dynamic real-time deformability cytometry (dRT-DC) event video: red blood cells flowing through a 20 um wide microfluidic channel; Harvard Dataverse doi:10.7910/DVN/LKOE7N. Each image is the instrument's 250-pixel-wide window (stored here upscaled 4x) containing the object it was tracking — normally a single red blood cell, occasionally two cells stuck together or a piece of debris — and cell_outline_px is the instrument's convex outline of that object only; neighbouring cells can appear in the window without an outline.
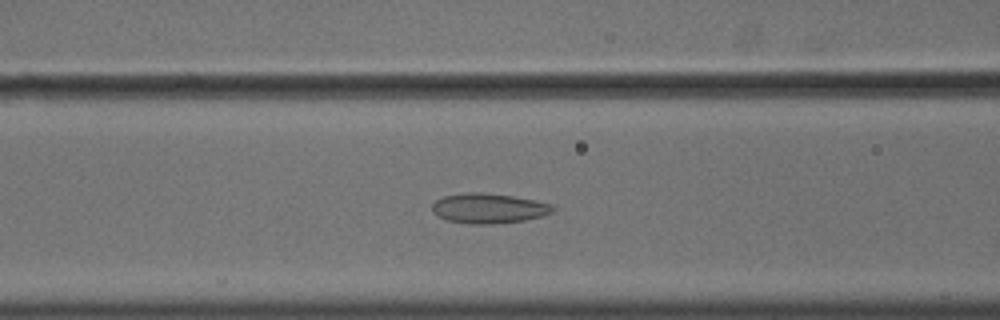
{"species": "common noctule bat (a hibernating species)", "species_latin": "Nyctalus noctula", "temperature_condition": "cold", "stored_images_in_passage": 56, "camera_frame_rate_fps": 3000, "um_per_image_px": 0.085, "animal": {"sex": "male", "body_mass_g": 18.8}, "frame": {"image": 1, "passage_image": 24, "time_ms": 7.667, "image_size_px": [1000, 320], "cell_outline_px": [[556, 208], [552, 212], [544, 216], [524, 220], [492, 224], [468, 224], [448, 220], [436, 216], [432, 212], [432, 204], [436, 200], [444, 196], [468, 192], [480, 192], [512, 196], [536, 200], [552, 204]], "centroid_in_image_um": [41.54, 17.71], "position_along_channel_um": 125.1, "area_um2": 21.21}}
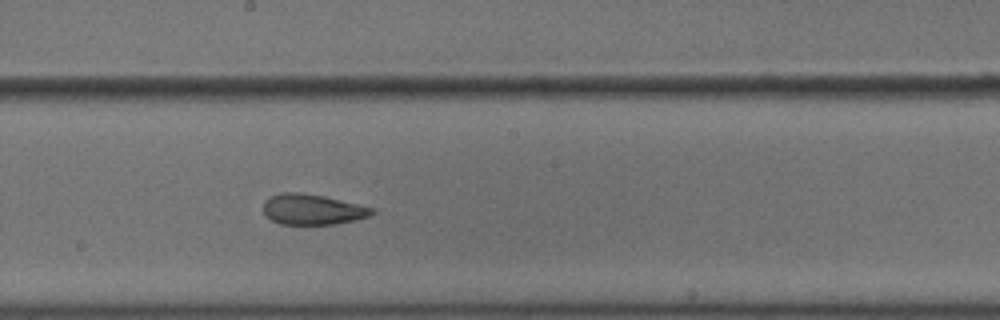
{"frame": {"image": 2, "passage_image": 32, "time_ms": 10.333, "image_size_px": [1000, 320], "cell_outline_px": [[376, 212], [372, 216], [336, 224], [280, 224], [272, 220], [264, 212], [264, 200], [272, 196], [284, 192], [300, 192], [324, 196], [372, 208]], "centroid_in_image_um": [26.57, 17.8], "position_along_channel_um": 221.6, "area_um2": 19.13}}
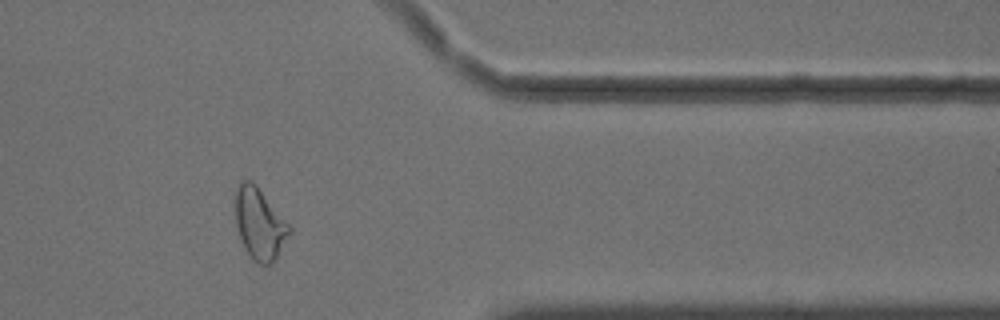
{"frame": {"image": 3, "passage_image": 47, "time_ms": 15.333, "image_size_px": [1000, 320], "cell_outline_px": [[292, 232], [272, 264], [260, 264], [252, 260], [248, 256], [244, 248], [236, 228], [236, 188], [240, 180], [252, 180], [256, 184], [292, 228]], "centroid_in_image_um": [22.06, 19.03], "position_along_channel_um": 389.3, "area_um2": 22.6}, "authors_computed_cell_mechanics": {"area_um2": 23.0333, "velocity_mm_per_s": 3.611, "shape_relaxation_time_tau1_ms": 9.0628, "shape_relaxation_time_tau2_ms": 1.7583, "deformation_change_tau1": 0.1632, "deformation_change_tau2": 0.0689}}